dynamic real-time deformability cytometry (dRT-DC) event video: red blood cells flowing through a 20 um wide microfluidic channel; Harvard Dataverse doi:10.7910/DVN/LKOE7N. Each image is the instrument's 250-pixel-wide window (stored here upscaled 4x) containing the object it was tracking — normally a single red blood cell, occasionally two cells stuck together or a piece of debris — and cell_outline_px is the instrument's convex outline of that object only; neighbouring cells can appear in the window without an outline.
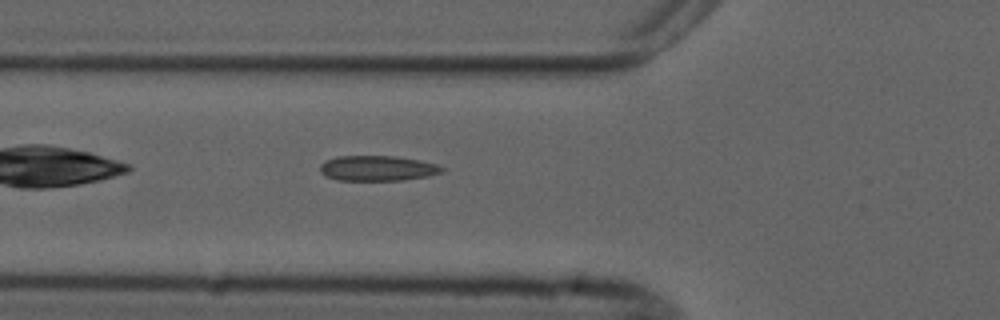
{"species": "common noctule bat (a hibernating species)", "species_latin": "Nyctalus noctula", "temperature_condition": "cold", "stored_images_in_passage": 3, "camera_frame_rate_fps": 3000, "um_per_image_px": 0.085, "animal": {"sex": "male", "forearm_length_mm": 52.5}, "frame": {"image": 1, "passage_image": 3, "time_ms": 2.667, "image_size_px": [1000, 320], "cell_outline_px": [[444, 172], [428, 176], [400, 180], [336, 180], [324, 176], [320, 172], [320, 164], [324, 160], [336, 156], [396, 156], [420, 160], [436, 164], [444, 168]], "centroid_in_image_um": [32.05, 14.3], "position_along_channel_um": 93.8, "area_um2": 18.09}}